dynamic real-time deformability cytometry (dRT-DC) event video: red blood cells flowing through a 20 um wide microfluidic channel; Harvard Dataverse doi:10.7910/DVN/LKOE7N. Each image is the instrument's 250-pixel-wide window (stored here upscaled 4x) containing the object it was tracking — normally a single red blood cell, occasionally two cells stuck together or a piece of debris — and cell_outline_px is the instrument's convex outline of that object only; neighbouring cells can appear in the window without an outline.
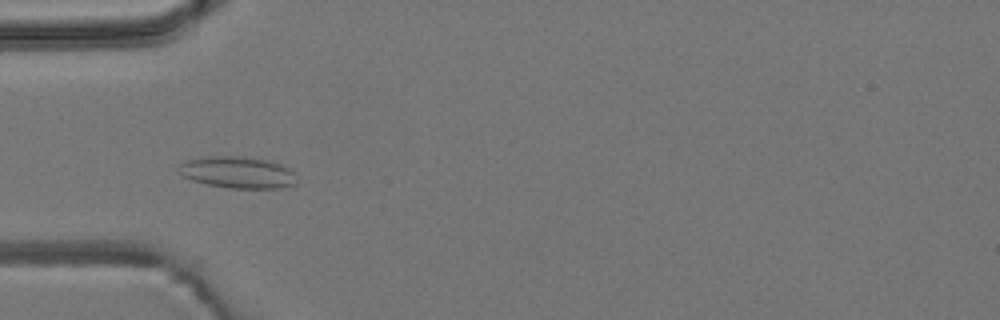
{"species": "common noctule bat (a hibernating species)", "species_latin": "Nyctalus noctula", "temperature_condition": "room temperature", "stored_images_in_passage": 7, "camera_frame_rate_fps": 3000, "um_per_image_px": 0.085, "animal": {"sex": "male", "body_mass_g": 19.2, "forearm_length_mm": 51.8}, "frame": {"image": 1, "passage_image": 4, "time_ms": 3.333, "image_size_px": [1000, 320], "cell_outline_px": [[296, 184], [280, 188], [232, 188], [208, 184], [192, 180], [176, 172], [176, 168], [184, 160], [208, 156], [240, 156], [268, 160], [280, 164], [288, 168], [292, 172]], "centroid_in_image_um": [20.13, 14.64], "position_along_channel_um": 64.9, "area_um2": 21.73}}
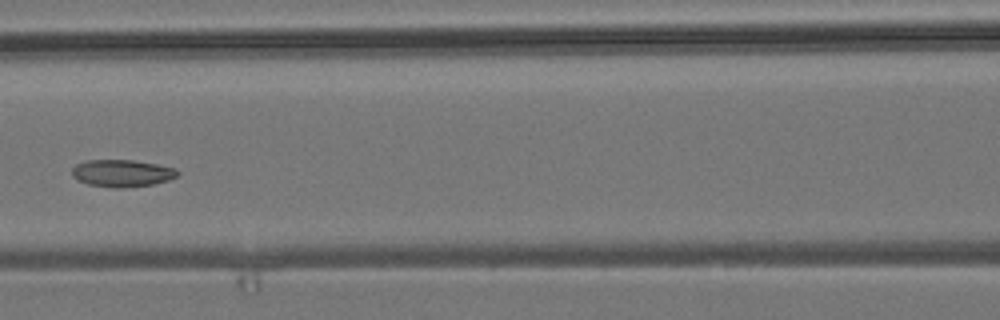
{"frame": {"image": 2, "passage_image": 6, "time_ms": 5.667, "image_size_px": [1000, 320], "cell_outline_px": [[180, 172], [176, 176], [168, 180], [152, 184], [124, 188], [116, 188], [88, 184], [76, 180], [72, 176], [72, 168], [76, 164], [88, 160], [132, 160], [156, 164], [176, 168]], "centroid_in_image_um": [10.35, 14.72], "position_along_channel_um": 156.2, "area_um2": 16.7}}
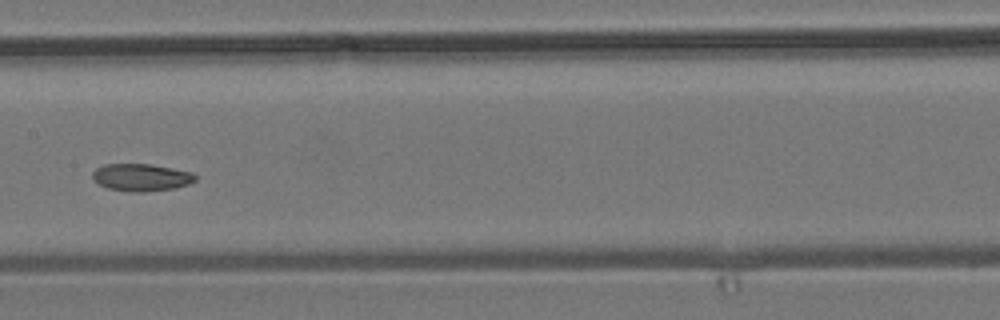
{"frame": {"image": 3, "passage_image": 7, "time_ms": 6.667, "image_size_px": [1000, 320], "cell_outline_px": [[196, 180], [188, 184], [176, 188], [144, 192], [132, 192], [108, 188], [100, 184], [92, 176], [92, 172], [96, 168], [104, 164], [152, 164], [192, 172], [196, 176]], "centroid_in_image_um": [12.03, 15.07], "position_along_channel_um": 195.4, "area_um2": 16.36}}